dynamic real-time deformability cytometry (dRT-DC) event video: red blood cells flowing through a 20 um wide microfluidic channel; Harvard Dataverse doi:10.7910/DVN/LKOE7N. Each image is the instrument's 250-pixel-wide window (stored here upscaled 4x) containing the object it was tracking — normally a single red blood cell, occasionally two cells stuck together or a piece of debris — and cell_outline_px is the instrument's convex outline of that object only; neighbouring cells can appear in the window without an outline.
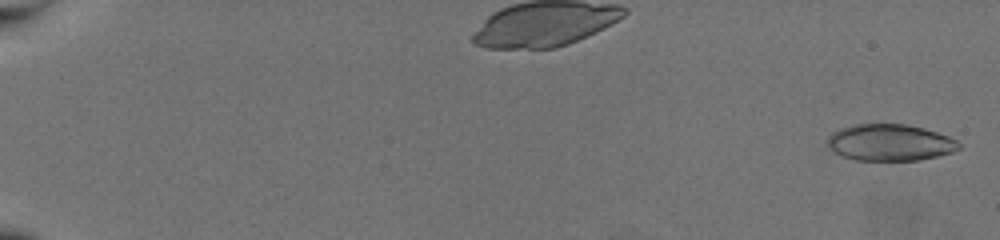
{"species": "common noctule bat (a hibernating species)", "species_latin": "Nyctalus noctula", "temperature_condition": "warm", "stored_images_in_passage": 59, "camera_frame_rate_fps": 3000, "um_per_image_px": 0.085, "animal": {"sex": "female", "body_mass_g": 19.5, "forearm_length_mm": 54.1}, "frame": {"image": 1, "passage_image": 2, "time_ms": 0.333, "image_size_px": [1000, 240], "cell_outline_px": [[960, 148], [952, 152], [920, 160], [856, 160], [840, 156], [832, 152], [828, 148], [828, 136], [832, 132], [840, 128], [856, 124], [908, 124], [924, 128], [948, 136], [956, 140], [960, 144]], "centroid_in_image_um": [75.61, 12.11], "position_along_channel_um": 9.4, "area_um2": 28.15}}
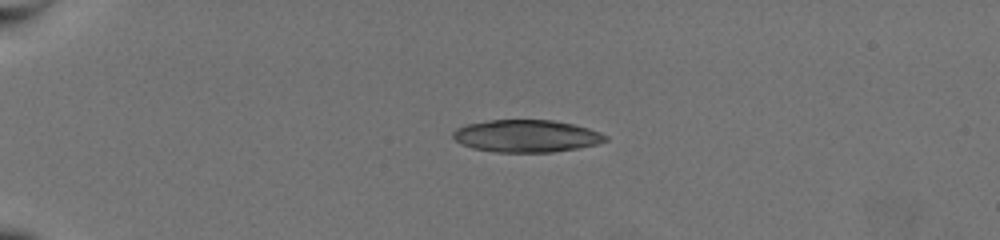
{"frame": {"image": 2, "passage_image": 17, "time_ms": 5.333, "image_size_px": [1000, 240], "cell_outline_px": [[608, 140], [596, 144], [576, 148], [552, 152], [496, 152], [472, 148], [460, 144], [452, 136], [452, 132], [456, 128], [464, 124], [488, 120], [552, 120], [572, 124], [588, 128], [600, 132], [608, 136]], "centroid_in_image_um": [44.7, 11.55], "position_along_channel_um": 40.3, "area_um2": 28.78}}